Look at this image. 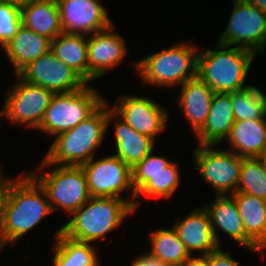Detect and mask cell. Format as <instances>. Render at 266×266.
I'll return each mask as SVG.
<instances>
[{"label": "cell", "instance_id": "cell-16", "mask_svg": "<svg viewBox=\"0 0 266 266\" xmlns=\"http://www.w3.org/2000/svg\"><path fill=\"white\" fill-rule=\"evenodd\" d=\"M63 32L91 35L110 27L106 6L100 0H58Z\"/></svg>", "mask_w": 266, "mask_h": 266}, {"label": "cell", "instance_id": "cell-26", "mask_svg": "<svg viewBox=\"0 0 266 266\" xmlns=\"http://www.w3.org/2000/svg\"><path fill=\"white\" fill-rule=\"evenodd\" d=\"M51 51L88 84V35L62 32L51 41Z\"/></svg>", "mask_w": 266, "mask_h": 266}, {"label": "cell", "instance_id": "cell-38", "mask_svg": "<svg viewBox=\"0 0 266 266\" xmlns=\"http://www.w3.org/2000/svg\"><path fill=\"white\" fill-rule=\"evenodd\" d=\"M0 3H15L17 5H21L24 3V0H0Z\"/></svg>", "mask_w": 266, "mask_h": 266}, {"label": "cell", "instance_id": "cell-17", "mask_svg": "<svg viewBox=\"0 0 266 266\" xmlns=\"http://www.w3.org/2000/svg\"><path fill=\"white\" fill-rule=\"evenodd\" d=\"M178 217L173 228L191 256H205L219 248L203 206L192 209L184 218Z\"/></svg>", "mask_w": 266, "mask_h": 266}, {"label": "cell", "instance_id": "cell-34", "mask_svg": "<svg viewBox=\"0 0 266 266\" xmlns=\"http://www.w3.org/2000/svg\"><path fill=\"white\" fill-rule=\"evenodd\" d=\"M129 266H168L149 252L135 256L134 260L129 261Z\"/></svg>", "mask_w": 266, "mask_h": 266}, {"label": "cell", "instance_id": "cell-22", "mask_svg": "<svg viewBox=\"0 0 266 266\" xmlns=\"http://www.w3.org/2000/svg\"><path fill=\"white\" fill-rule=\"evenodd\" d=\"M227 150L242 158H259L266 146V119L234 121Z\"/></svg>", "mask_w": 266, "mask_h": 266}, {"label": "cell", "instance_id": "cell-28", "mask_svg": "<svg viewBox=\"0 0 266 266\" xmlns=\"http://www.w3.org/2000/svg\"><path fill=\"white\" fill-rule=\"evenodd\" d=\"M181 169L176 161H172L163 171L151 176L149 180L137 193L135 211L139 209L142 201L140 196L154 199H168L173 197L181 184ZM138 198V199H137Z\"/></svg>", "mask_w": 266, "mask_h": 266}, {"label": "cell", "instance_id": "cell-5", "mask_svg": "<svg viewBox=\"0 0 266 266\" xmlns=\"http://www.w3.org/2000/svg\"><path fill=\"white\" fill-rule=\"evenodd\" d=\"M135 213L134 207L125 199L91 197L62 225V232L71 239L94 245Z\"/></svg>", "mask_w": 266, "mask_h": 266}, {"label": "cell", "instance_id": "cell-11", "mask_svg": "<svg viewBox=\"0 0 266 266\" xmlns=\"http://www.w3.org/2000/svg\"><path fill=\"white\" fill-rule=\"evenodd\" d=\"M215 147L197 145L191 151V158L200 178L211 187L214 195H231L237 189L243 158L227 149Z\"/></svg>", "mask_w": 266, "mask_h": 266}, {"label": "cell", "instance_id": "cell-29", "mask_svg": "<svg viewBox=\"0 0 266 266\" xmlns=\"http://www.w3.org/2000/svg\"><path fill=\"white\" fill-rule=\"evenodd\" d=\"M260 89L253 84L229 93L235 121L266 119V94Z\"/></svg>", "mask_w": 266, "mask_h": 266}, {"label": "cell", "instance_id": "cell-18", "mask_svg": "<svg viewBox=\"0 0 266 266\" xmlns=\"http://www.w3.org/2000/svg\"><path fill=\"white\" fill-rule=\"evenodd\" d=\"M180 87H178L179 97L175 102L180 107L193 135L196 136L205 125L215 92L198 76L186 81Z\"/></svg>", "mask_w": 266, "mask_h": 266}, {"label": "cell", "instance_id": "cell-4", "mask_svg": "<svg viewBox=\"0 0 266 266\" xmlns=\"http://www.w3.org/2000/svg\"><path fill=\"white\" fill-rule=\"evenodd\" d=\"M256 54L216 43L213 48L199 47L197 76L215 93H230L249 87L246 84Z\"/></svg>", "mask_w": 266, "mask_h": 266}, {"label": "cell", "instance_id": "cell-35", "mask_svg": "<svg viewBox=\"0 0 266 266\" xmlns=\"http://www.w3.org/2000/svg\"><path fill=\"white\" fill-rule=\"evenodd\" d=\"M184 266H209V254L205 256H192Z\"/></svg>", "mask_w": 266, "mask_h": 266}, {"label": "cell", "instance_id": "cell-6", "mask_svg": "<svg viewBox=\"0 0 266 266\" xmlns=\"http://www.w3.org/2000/svg\"><path fill=\"white\" fill-rule=\"evenodd\" d=\"M40 163L28 173L45 190L53 212L64 211L70 217L91 198L81 166L50 164L44 158Z\"/></svg>", "mask_w": 266, "mask_h": 266}, {"label": "cell", "instance_id": "cell-27", "mask_svg": "<svg viewBox=\"0 0 266 266\" xmlns=\"http://www.w3.org/2000/svg\"><path fill=\"white\" fill-rule=\"evenodd\" d=\"M171 227H161L150 232L148 237L150 249L147 252L168 266H184L192 256L186 250L173 226Z\"/></svg>", "mask_w": 266, "mask_h": 266}, {"label": "cell", "instance_id": "cell-13", "mask_svg": "<svg viewBox=\"0 0 266 266\" xmlns=\"http://www.w3.org/2000/svg\"><path fill=\"white\" fill-rule=\"evenodd\" d=\"M18 75L28 83L39 85L53 93L82 89L87 83L49 50L30 62Z\"/></svg>", "mask_w": 266, "mask_h": 266}, {"label": "cell", "instance_id": "cell-23", "mask_svg": "<svg viewBox=\"0 0 266 266\" xmlns=\"http://www.w3.org/2000/svg\"><path fill=\"white\" fill-rule=\"evenodd\" d=\"M53 233L52 266H101L97 246L69 238L62 226Z\"/></svg>", "mask_w": 266, "mask_h": 266}, {"label": "cell", "instance_id": "cell-36", "mask_svg": "<svg viewBox=\"0 0 266 266\" xmlns=\"http://www.w3.org/2000/svg\"><path fill=\"white\" fill-rule=\"evenodd\" d=\"M248 4H251L258 9L266 11V0H245Z\"/></svg>", "mask_w": 266, "mask_h": 266}, {"label": "cell", "instance_id": "cell-14", "mask_svg": "<svg viewBox=\"0 0 266 266\" xmlns=\"http://www.w3.org/2000/svg\"><path fill=\"white\" fill-rule=\"evenodd\" d=\"M116 27L112 24L88 35V84L113 71L127 58L126 40L116 31Z\"/></svg>", "mask_w": 266, "mask_h": 266}, {"label": "cell", "instance_id": "cell-33", "mask_svg": "<svg viewBox=\"0 0 266 266\" xmlns=\"http://www.w3.org/2000/svg\"><path fill=\"white\" fill-rule=\"evenodd\" d=\"M209 266H241V261L234 259L229 249L225 251L223 247L209 253Z\"/></svg>", "mask_w": 266, "mask_h": 266}, {"label": "cell", "instance_id": "cell-39", "mask_svg": "<svg viewBox=\"0 0 266 266\" xmlns=\"http://www.w3.org/2000/svg\"><path fill=\"white\" fill-rule=\"evenodd\" d=\"M259 159L263 162V164L266 166V146L261 154V156L259 157Z\"/></svg>", "mask_w": 266, "mask_h": 266}, {"label": "cell", "instance_id": "cell-1", "mask_svg": "<svg viewBox=\"0 0 266 266\" xmlns=\"http://www.w3.org/2000/svg\"><path fill=\"white\" fill-rule=\"evenodd\" d=\"M52 213L45 190L27 171L9 176L0 191V253Z\"/></svg>", "mask_w": 266, "mask_h": 266}, {"label": "cell", "instance_id": "cell-40", "mask_svg": "<svg viewBox=\"0 0 266 266\" xmlns=\"http://www.w3.org/2000/svg\"><path fill=\"white\" fill-rule=\"evenodd\" d=\"M58 0H24V2H57Z\"/></svg>", "mask_w": 266, "mask_h": 266}, {"label": "cell", "instance_id": "cell-24", "mask_svg": "<svg viewBox=\"0 0 266 266\" xmlns=\"http://www.w3.org/2000/svg\"><path fill=\"white\" fill-rule=\"evenodd\" d=\"M20 15L24 27L51 41L63 32L58 2H24Z\"/></svg>", "mask_w": 266, "mask_h": 266}, {"label": "cell", "instance_id": "cell-32", "mask_svg": "<svg viewBox=\"0 0 266 266\" xmlns=\"http://www.w3.org/2000/svg\"><path fill=\"white\" fill-rule=\"evenodd\" d=\"M21 25L20 5L15 3H0L1 50L16 35Z\"/></svg>", "mask_w": 266, "mask_h": 266}, {"label": "cell", "instance_id": "cell-12", "mask_svg": "<svg viewBox=\"0 0 266 266\" xmlns=\"http://www.w3.org/2000/svg\"><path fill=\"white\" fill-rule=\"evenodd\" d=\"M111 110L132 129L156 142L157 135L168 131L169 111L156 100L143 95L123 94L116 97Z\"/></svg>", "mask_w": 266, "mask_h": 266}, {"label": "cell", "instance_id": "cell-10", "mask_svg": "<svg viewBox=\"0 0 266 266\" xmlns=\"http://www.w3.org/2000/svg\"><path fill=\"white\" fill-rule=\"evenodd\" d=\"M91 197H115L128 201L135 209L136 193L131 168L113 154L93 157L81 165ZM123 192H126L124 196ZM123 195V196H122Z\"/></svg>", "mask_w": 266, "mask_h": 266}, {"label": "cell", "instance_id": "cell-15", "mask_svg": "<svg viewBox=\"0 0 266 266\" xmlns=\"http://www.w3.org/2000/svg\"><path fill=\"white\" fill-rule=\"evenodd\" d=\"M203 207L209 214L213 234L219 247L223 242L220 235L226 234L235 244L260 255L259 259L262 261L265 260L266 253L246 235L235 199L231 195H215L211 203H206Z\"/></svg>", "mask_w": 266, "mask_h": 266}, {"label": "cell", "instance_id": "cell-3", "mask_svg": "<svg viewBox=\"0 0 266 266\" xmlns=\"http://www.w3.org/2000/svg\"><path fill=\"white\" fill-rule=\"evenodd\" d=\"M110 109L109 103L105 101L77 126L56 135L44 159L55 165L81 166L95 157L97 149L106 139Z\"/></svg>", "mask_w": 266, "mask_h": 266}, {"label": "cell", "instance_id": "cell-30", "mask_svg": "<svg viewBox=\"0 0 266 266\" xmlns=\"http://www.w3.org/2000/svg\"><path fill=\"white\" fill-rule=\"evenodd\" d=\"M236 192L266 200V166L259 158H243Z\"/></svg>", "mask_w": 266, "mask_h": 266}, {"label": "cell", "instance_id": "cell-8", "mask_svg": "<svg viewBox=\"0 0 266 266\" xmlns=\"http://www.w3.org/2000/svg\"><path fill=\"white\" fill-rule=\"evenodd\" d=\"M14 76L16 83L5 91L0 119H5L8 126L16 125L27 127V130H36L54 93L42 86L26 82L18 74Z\"/></svg>", "mask_w": 266, "mask_h": 266}, {"label": "cell", "instance_id": "cell-20", "mask_svg": "<svg viewBox=\"0 0 266 266\" xmlns=\"http://www.w3.org/2000/svg\"><path fill=\"white\" fill-rule=\"evenodd\" d=\"M229 93H215L203 129L195 136L197 145L218 146L227 139L234 124Z\"/></svg>", "mask_w": 266, "mask_h": 266}, {"label": "cell", "instance_id": "cell-19", "mask_svg": "<svg viewBox=\"0 0 266 266\" xmlns=\"http://www.w3.org/2000/svg\"><path fill=\"white\" fill-rule=\"evenodd\" d=\"M113 122V134L115 138L114 156L119 157L131 169L148 155L157 142L150 137L140 134L121 120L111 109L108 112L107 131Z\"/></svg>", "mask_w": 266, "mask_h": 266}, {"label": "cell", "instance_id": "cell-9", "mask_svg": "<svg viewBox=\"0 0 266 266\" xmlns=\"http://www.w3.org/2000/svg\"><path fill=\"white\" fill-rule=\"evenodd\" d=\"M232 12L217 42L260 56L266 49V11L245 0H232Z\"/></svg>", "mask_w": 266, "mask_h": 266}, {"label": "cell", "instance_id": "cell-31", "mask_svg": "<svg viewBox=\"0 0 266 266\" xmlns=\"http://www.w3.org/2000/svg\"><path fill=\"white\" fill-rule=\"evenodd\" d=\"M153 149L132 169V185L137 193L149 180L151 176L163 171L173 160L164 155L154 154Z\"/></svg>", "mask_w": 266, "mask_h": 266}, {"label": "cell", "instance_id": "cell-2", "mask_svg": "<svg viewBox=\"0 0 266 266\" xmlns=\"http://www.w3.org/2000/svg\"><path fill=\"white\" fill-rule=\"evenodd\" d=\"M190 40L173 44L133 62L141 84L156 88L178 89L186 81L197 76L199 46Z\"/></svg>", "mask_w": 266, "mask_h": 266}, {"label": "cell", "instance_id": "cell-25", "mask_svg": "<svg viewBox=\"0 0 266 266\" xmlns=\"http://www.w3.org/2000/svg\"><path fill=\"white\" fill-rule=\"evenodd\" d=\"M231 196L235 199L246 235L265 253L266 200L241 192Z\"/></svg>", "mask_w": 266, "mask_h": 266}, {"label": "cell", "instance_id": "cell-21", "mask_svg": "<svg viewBox=\"0 0 266 266\" xmlns=\"http://www.w3.org/2000/svg\"><path fill=\"white\" fill-rule=\"evenodd\" d=\"M51 50V40L21 25L16 35L2 49L14 73Z\"/></svg>", "mask_w": 266, "mask_h": 266}, {"label": "cell", "instance_id": "cell-37", "mask_svg": "<svg viewBox=\"0 0 266 266\" xmlns=\"http://www.w3.org/2000/svg\"><path fill=\"white\" fill-rule=\"evenodd\" d=\"M4 164L5 163L0 164V191L3 188V185H4L5 180L8 178L7 177L8 175H5V173H3V171H2V167H3Z\"/></svg>", "mask_w": 266, "mask_h": 266}, {"label": "cell", "instance_id": "cell-7", "mask_svg": "<svg viewBox=\"0 0 266 266\" xmlns=\"http://www.w3.org/2000/svg\"><path fill=\"white\" fill-rule=\"evenodd\" d=\"M106 98L93 87L86 84L82 89L66 93H54L45 110L40 126L35 131L56 136L70 130L92 115Z\"/></svg>", "mask_w": 266, "mask_h": 266}]
</instances>
